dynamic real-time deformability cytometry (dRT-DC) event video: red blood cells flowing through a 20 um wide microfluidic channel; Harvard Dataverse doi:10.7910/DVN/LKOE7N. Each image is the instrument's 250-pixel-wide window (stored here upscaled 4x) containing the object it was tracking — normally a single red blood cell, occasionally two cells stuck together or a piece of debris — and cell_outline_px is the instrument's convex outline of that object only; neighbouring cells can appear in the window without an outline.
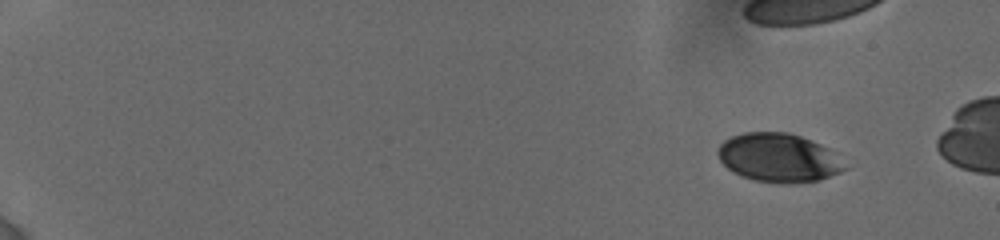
{"species": "human", "species_latin": "Homo sapiens", "temperature_condition": "cold", "stored_images_in_passage": 65, "camera_frame_rate_fps": 3000, "um_per_image_px": 0.085, "donor": {"sex": "female"}, "frame": {"image": 1, "passage_image": 1, "time_ms": 0.0, "image_size_px": [1000, 240], "cell_outline_px": [[848, 168], [840, 172], [820, 180], [792, 184], [784, 184], [752, 180], [732, 172], [720, 160], [716, 152], [720, 144], [724, 140], [732, 136], [744, 132], [788, 132], [800, 136], [820, 144], [828, 148]], "centroid_in_image_um": [66.15, 13.42], "position_along_channel_um": 18.8, "area_um2": 36.07}, "authors_computed_cell_mechanics": {"area_um2": 38.148, "velocity_mm_per_s": 3.8429, "shape_relaxation_time_tau1_ms": null, "shape_relaxation_time_tau2_ms": 3.5789, "deformation_change_tau1": null, "deformation_change_tau2": 0.0753}}